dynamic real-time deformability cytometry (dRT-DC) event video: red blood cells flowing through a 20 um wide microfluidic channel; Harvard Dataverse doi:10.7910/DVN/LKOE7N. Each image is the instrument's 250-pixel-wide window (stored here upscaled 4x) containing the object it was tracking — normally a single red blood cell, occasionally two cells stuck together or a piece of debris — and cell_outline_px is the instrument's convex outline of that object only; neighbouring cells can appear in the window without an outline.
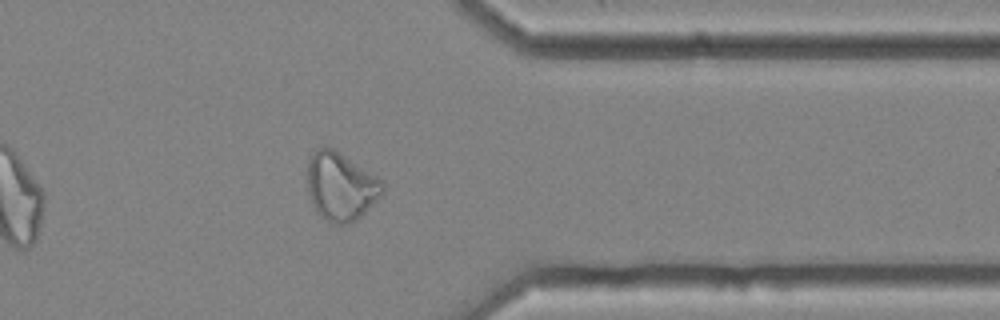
{"species": "common noctule bat (a hibernating species)", "species_latin": "Nyctalus noctula", "temperature_condition": "cold", "stored_images_in_passage": 42, "camera_frame_rate_fps": 3000, "um_per_image_px": 0.085, "animal": {"sex": "female", "body_mass_g": 25.1}, "frame": {"image": 1, "passage_image": 36, "time_ms": 11.667, "image_size_px": [1000, 320], "cell_outline_px": [[384, 192], [356, 220], [348, 224], [332, 224], [324, 220], [316, 212], [312, 204], [308, 192], [304, 176], [308, 160], [312, 152], [316, 148], [328, 144], [384, 180]], "centroid_in_image_um": [28.91, 15.8], "position_along_channel_um": 382.5, "area_um2": 30.87}}